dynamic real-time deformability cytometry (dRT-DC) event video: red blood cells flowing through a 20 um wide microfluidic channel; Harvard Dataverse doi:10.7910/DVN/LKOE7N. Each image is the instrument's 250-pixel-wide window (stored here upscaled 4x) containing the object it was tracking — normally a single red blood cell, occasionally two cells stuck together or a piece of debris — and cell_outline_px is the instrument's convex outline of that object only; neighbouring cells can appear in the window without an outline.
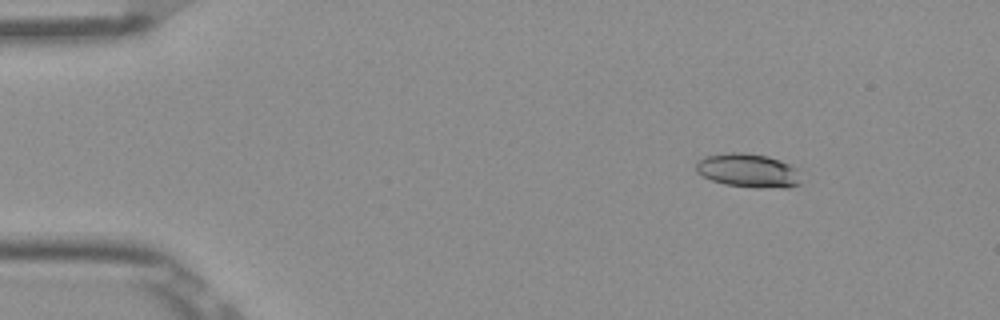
{"species": "Egyptian fruit bat (a non-hibernating species)", "species_latin": "Rousettus aegyptiacus", "temperature_condition": "room temperature", "stored_images_in_passage": 46, "camera_frame_rate_fps": 3000, "um_per_image_px": 0.085, "frame": {"image": 1, "passage_image": 1, "time_ms": 0.0, "image_size_px": [1000, 320], "cell_outline_px": [[800, 184], [788, 188], [752, 188], [724, 184], [712, 180], [696, 172], [696, 164], [704, 156], [728, 152], [744, 152], [768, 156], [780, 160], [796, 168], [800, 180]], "centroid_in_image_um": [63.6, 14.5], "position_along_channel_um": 21.4, "area_um2": 20.87}}
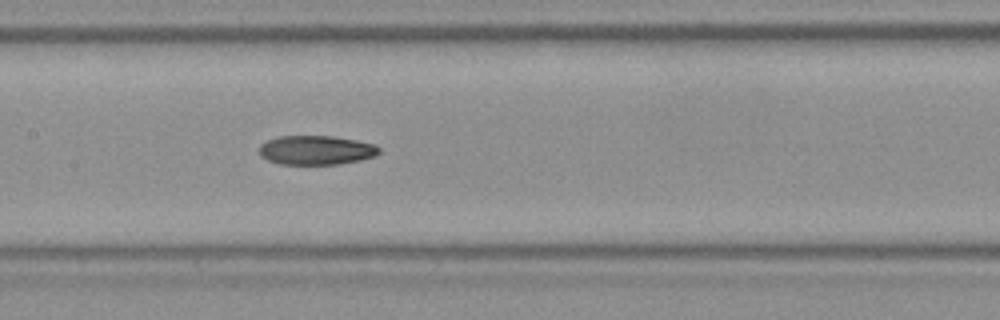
{"frame": {"image": 2, "passage_image": 20, "time_ms": 6.333, "image_size_px": [1000, 320], "cell_outline_px": [[380, 152], [376, 156], [360, 160], [340, 164], [280, 164], [268, 160], [260, 156], [260, 144], [268, 140], [280, 136], [332, 136], [356, 140], [376, 144], [380, 148]], "centroid_in_image_um": [26.9, 12.76], "position_along_channel_um": 180.5, "area_um2": 20.46}}
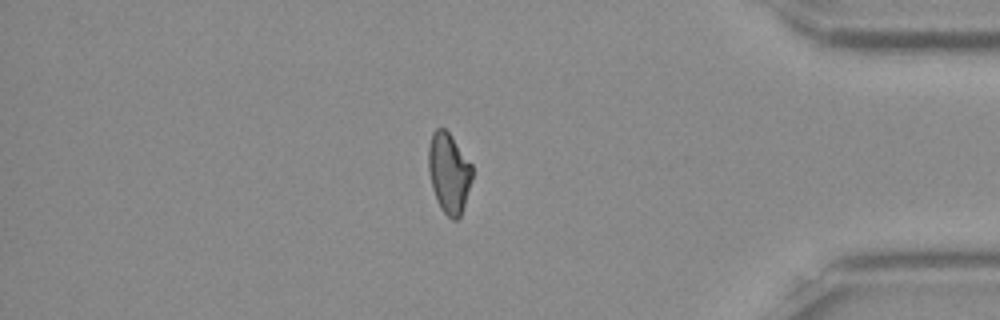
{"frame": {"image": 3, "passage_image": 39, "time_ms": 12.667, "image_size_px": [1000, 320], "cell_outline_px": [[472, 180], [460, 216], [456, 220], [452, 220], [440, 208], [436, 200], [432, 188], [428, 172], [428, 148], [432, 132], [436, 128], [444, 128], [452, 136], [472, 164]], "centroid_in_image_um": [38.14, 14.68], "position_along_channel_um": 397.1, "area_um2": 20.58}, "authors_computed_cell_mechanics": {"area_um2": 20.9814, "velocity_mm_per_s": 3.912, "shape_relaxation_time_tau1_ms": null, "shape_relaxation_time_tau2_ms": 9.9966, "deformation_change_tau1": null, "deformation_change_tau2": 0.1782}}